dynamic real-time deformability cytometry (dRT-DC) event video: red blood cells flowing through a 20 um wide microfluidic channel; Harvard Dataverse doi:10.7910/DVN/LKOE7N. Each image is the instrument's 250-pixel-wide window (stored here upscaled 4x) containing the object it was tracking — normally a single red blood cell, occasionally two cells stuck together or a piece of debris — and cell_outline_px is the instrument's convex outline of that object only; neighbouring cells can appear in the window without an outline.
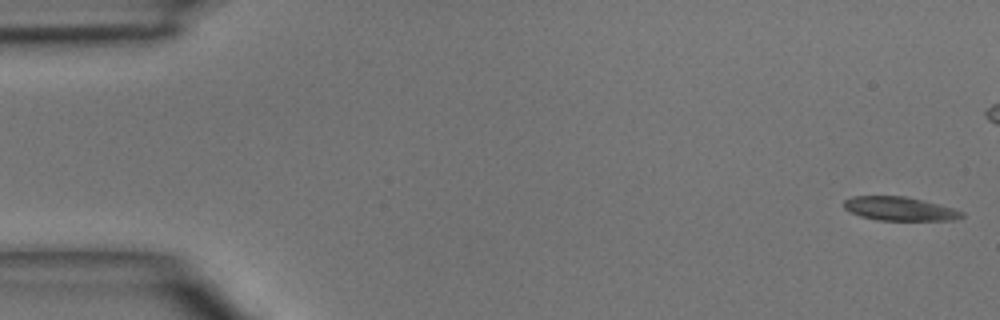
{"species": "common noctule bat (a hibernating species)", "species_latin": "Nyctalus noctula", "temperature_condition": "room temperature", "stored_images_in_passage": 6, "camera_frame_rate_fps": 3000, "um_per_image_px": 0.085, "animal": {"sex": "male", "body_mass_g": 15.6}, "frame": {"image": 1, "passage_image": 1, "time_ms": 0.0, "image_size_px": [1000, 320], "cell_outline_px": [[964, 216], [952, 220], [876, 220], [860, 216], [844, 208], [844, 200], [852, 196], [904, 196], [952, 208], [964, 212]], "centroid_in_image_um": [76.43, 17.75], "position_along_channel_um": 8.6, "area_um2": 16.07}}
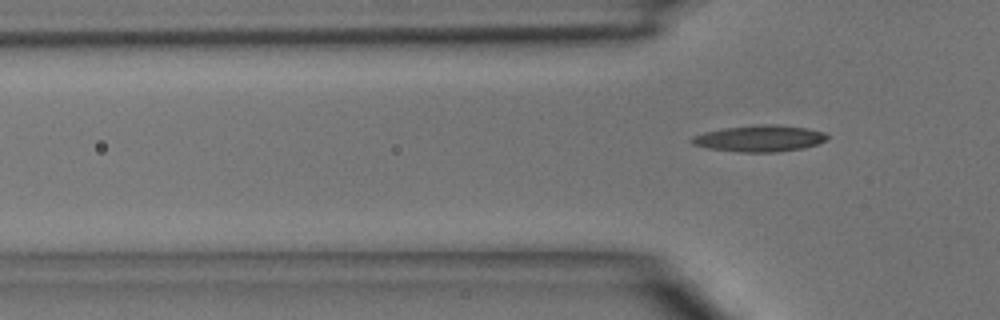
{"frame": {"image": 2, "passage_image": 6, "time_ms": 6.0, "image_size_px": [1000, 320], "cell_outline_px": [[828, 136], [824, 140], [816, 144], [804, 148], [776, 152], [740, 152], [708, 148], [692, 144], [688, 140], [692, 136], [704, 132], [724, 128], [760, 124], [776, 124], [808, 128], [824, 132]], "centroid_in_image_um": [64.53, 11.76], "position_along_channel_um": 61.3, "area_um2": 20.87}}